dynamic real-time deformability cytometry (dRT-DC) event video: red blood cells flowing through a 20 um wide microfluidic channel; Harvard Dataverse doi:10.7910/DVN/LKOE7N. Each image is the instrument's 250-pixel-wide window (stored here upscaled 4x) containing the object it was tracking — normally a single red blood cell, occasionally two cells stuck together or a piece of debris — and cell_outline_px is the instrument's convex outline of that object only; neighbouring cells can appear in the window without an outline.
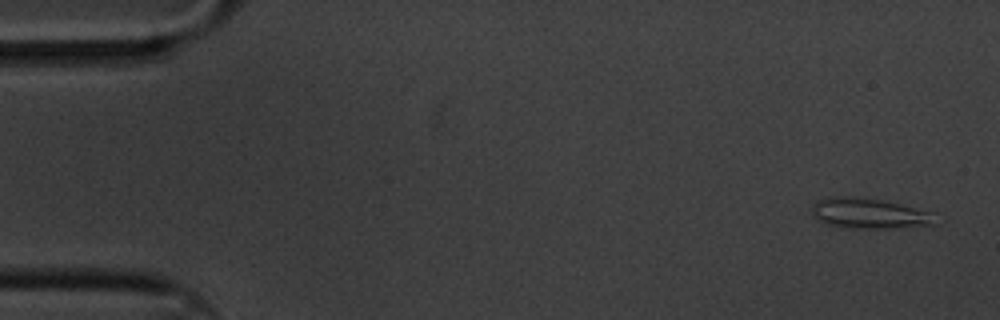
{"species": "common noctule bat (a hibernating species)", "species_latin": "Nyctalus noctula", "temperature_condition": "cold", "stored_images_in_passage": 4, "camera_frame_rate_fps": 3000, "um_per_image_px": 0.085, "animal": {"sex": "male", "body_mass_g": 20.1, "forearm_length_mm": 53.5}, "frame": {"image": 1, "passage_image": 1, "time_ms": 0.0, "image_size_px": [1000, 320], "cell_outline_px": [[936, 224], [896, 228], [856, 228], [828, 224], [812, 216], [812, 208], [820, 200], [832, 196], [864, 196], [936, 212]], "centroid_in_image_um": [73.96, 18.12], "position_along_channel_um": 11.0, "area_um2": 21.96}}
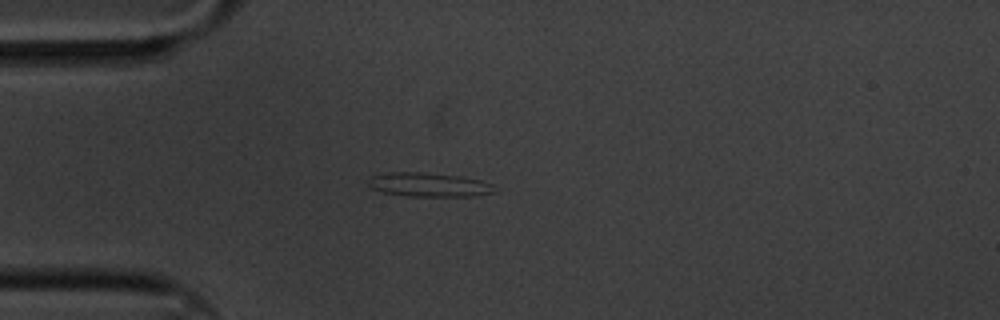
{"frame": {"image": 2, "passage_image": 4, "time_ms": 1.0, "image_size_px": [1000, 320], "cell_outline_px": [[496, 192], [476, 196], [408, 196], [384, 192], [372, 188], [368, 184], [368, 180], [372, 176], [392, 172], [424, 172], [460, 176], [480, 180], [492, 184]], "centroid_in_image_um": [36.49, 15.7], "position_along_channel_um": 48.5, "area_um2": 17.57}}